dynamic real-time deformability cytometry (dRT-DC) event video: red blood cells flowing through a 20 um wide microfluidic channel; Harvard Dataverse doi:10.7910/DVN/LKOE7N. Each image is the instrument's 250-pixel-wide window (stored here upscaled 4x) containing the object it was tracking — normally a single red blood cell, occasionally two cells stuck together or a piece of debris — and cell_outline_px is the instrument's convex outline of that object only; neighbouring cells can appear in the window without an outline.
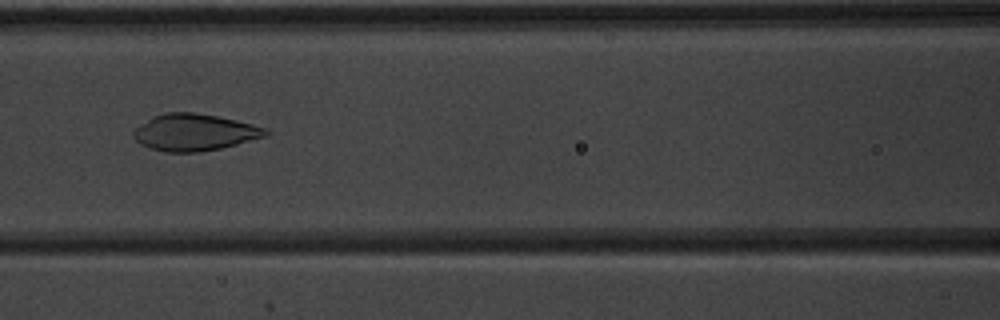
{"species": "common noctule bat (a hibernating species)", "species_latin": "Nyctalus noctula", "temperature_condition": "warm", "stored_images_in_passage": 45, "camera_frame_rate_fps": 3000, "um_per_image_px": 0.085, "animal": {"sex": "male", "body_mass_g": 20.1, "forearm_length_mm": 53.5}, "frame": {"image": 1, "passage_image": 16, "time_ms": 5.0, "image_size_px": [1000, 320], "cell_outline_px": [[272, 132], [268, 136], [220, 148], [200, 152], [164, 152], [140, 144], [132, 136], [132, 132], [140, 124], [152, 116], [164, 112], [192, 112], [216, 116], [236, 120], [268, 128]], "centroid_in_image_um": [16.54, 11.24], "position_along_channel_um": 150.1, "area_um2": 28.5}}
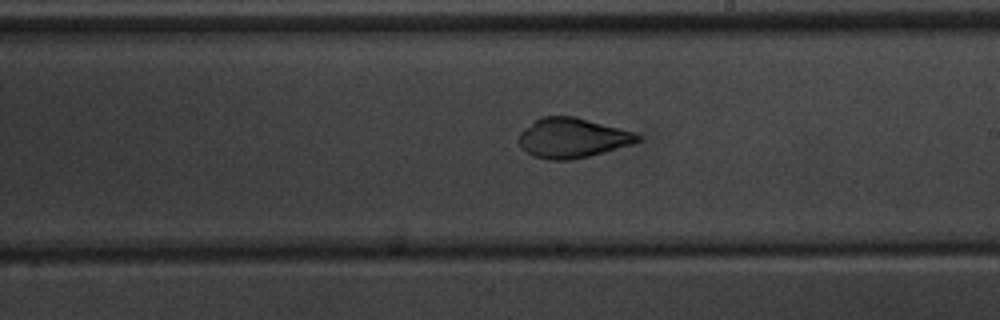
{"frame": {"image": 2, "passage_image": 23, "time_ms": 7.333, "image_size_px": [1000, 320], "cell_outline_px": [[640, 140], [632, 144], [604, 152], [572, 160], [552, 160], [532, 156], [520, 148], [520, 132], [524, 128], [536, 120], [544, 116], [576, 116], [632, 132], [640, 136]], "centroid_in_image_um": [48.62, 11.73], "position_along_channel_um": 240.4, "area_um2": 27.28}}
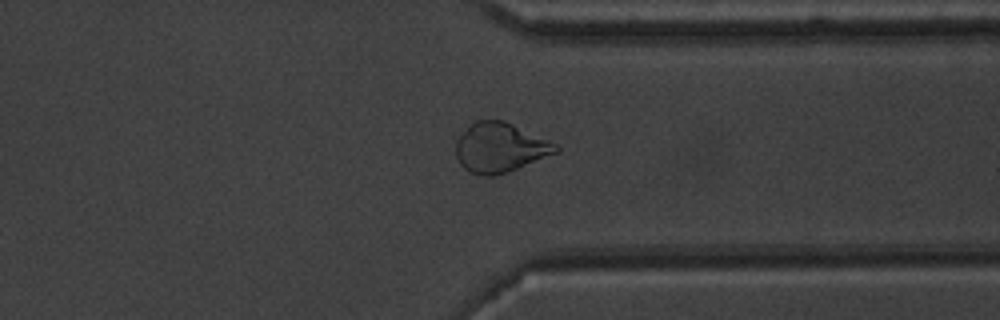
{"frame": {"image": 3, "passage_image": 33, "time_ms": 10.667, "image_size_px": [1000, 320], "cell_outline_px": [[560, 152], [496, 176], [480, 176], [468, 172], [460, 164], [456, 156], [456, 140], [476, 120], [504, 120], [548, 140], [556, 144], [560, 148]], "centroid_in_image_um": [42.5, 12.57], "position_along_channel_um": 368.9, "area_um2": 28.78}}